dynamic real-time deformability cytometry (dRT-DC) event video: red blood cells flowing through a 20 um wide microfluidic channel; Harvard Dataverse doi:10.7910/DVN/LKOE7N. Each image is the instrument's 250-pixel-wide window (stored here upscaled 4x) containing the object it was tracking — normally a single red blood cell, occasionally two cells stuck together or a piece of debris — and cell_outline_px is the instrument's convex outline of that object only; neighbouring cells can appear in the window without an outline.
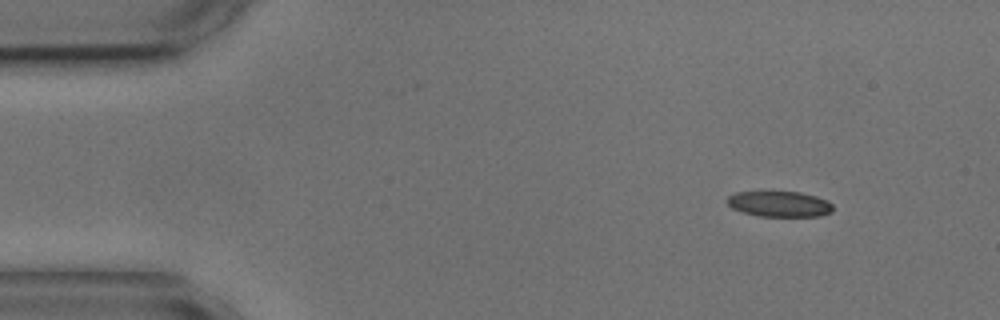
{"species": "common noctule bat (a hibernating species)", "species_latin": "Nyctalus noctula", "temperature_condition": "cold", "stored_images_in_passage": 6, "segment_of_instrument_passage": [2, 2], "camera_frame_rate_fps": 3000, "um_per_image_px": 0.085, "animal": {"sex": "male", "body_mass_g": 17.9, "forearm_length_mm": 54.2}, "frame": {"image": 1, "passage_image": 6, "time_ms": 7.0, "image_size_px": [1000, 320], "cell_outline_px": [[832, 212], [820, 216], [760, 216], [740, 212], [732, 208], [724, 200], [728, 196], [736, 192], [772, 188], [800, 192], [816, 196], [828, 200], [832, 204]], "centroid_in_image_um": [66.18, 17.28], "position_along_channel_um": 18.8, "area_um2": 16.82}}